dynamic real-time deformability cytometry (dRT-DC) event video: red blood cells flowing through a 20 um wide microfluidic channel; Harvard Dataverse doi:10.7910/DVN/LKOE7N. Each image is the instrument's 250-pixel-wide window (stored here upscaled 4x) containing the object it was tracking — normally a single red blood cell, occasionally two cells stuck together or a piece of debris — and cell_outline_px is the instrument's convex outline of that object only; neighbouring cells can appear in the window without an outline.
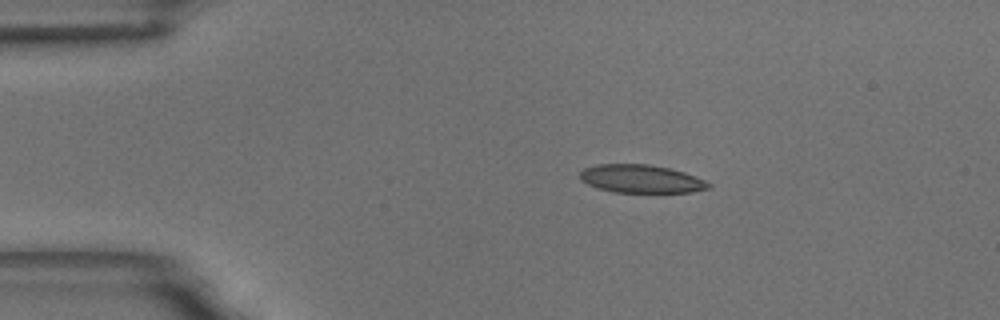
{"species": "common noctule bat (a hibernating species)", "species_latin": "Nyctalus noctula", "temperature_condition": "room temperature", "stored_images_in_passage": 42, "camera_frame_rate_fps": 3000, "um_per_image_px": 0.085, "animal": {"sex": "male", "body_mass_g": 18.8}, "frame": {"image": 1, "passage_image": 1, "time_ms": 0.0, "image_size_px": [1000, 320], "cell_outline_px": [[712, 188], [692, 192], [616, 192], [600, 188], [588, 184], [580, 180], [580, 172], [584, 168], [596, 164], [648, 164], [668, 168], [684, 172], [696, 176], [712, 184]], "centroid_in_image_um": [54.52, 15.2], "position_along_channel_um": 30.5, "area_um2": 21.04}}
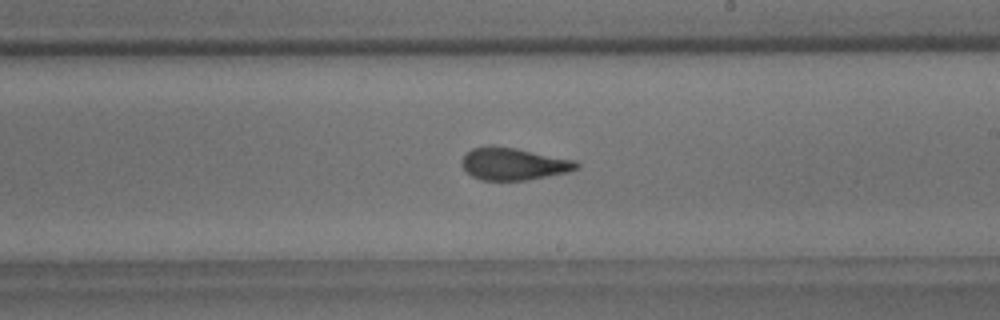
{"frame": {"image": 2, "passage_image": 24, "time_ms": 7.667, "image_size_px": [1000, 320], "cell_outline_px": [[580, 168], [568, 172], [528, 180], [480, 180], [472, 176], [460, 164], [460, 160], [472, 148], [492, 144], [516, 148], [576, 160], [580, 164]], "centroid_in_image_um": [43.66, 13.92], "position_along_channel_um": 245.3, "area_um2": 21.85}}
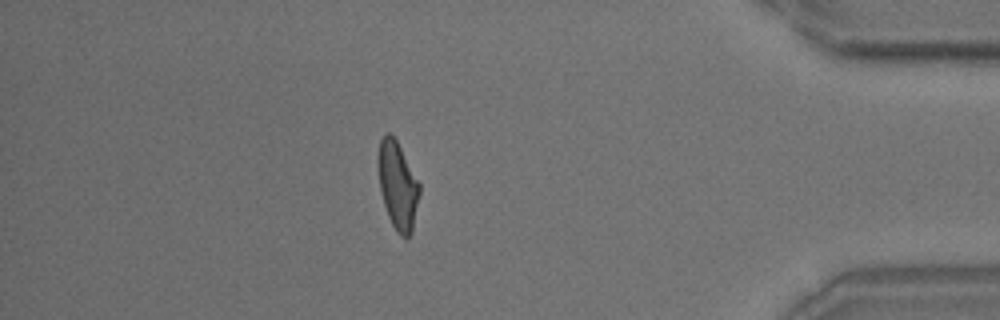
{"frame": {"image": 3, "passage_image": 41, "time_ms": 13.333, "image_size_px": [1000, 320], "cell_outline_px": [[420, 192], [412, 232], [408, 236], [400, 236], [396, 232], [388, 216], [380, 192], [376, 164], [376, 156], [380, 140], [384, 132], [388, 132], [396, 140], [420, 184]], "centroid_in_image_um": [33.76, 15.74], "position_along_channel_um": 401.4, "area_um2": 21.33}, "authors_computed_cell_mechanics": {"area_um2": 21.8195, "velocity_mm_per_s": 3.4608, "shape_relaxation_time_tau1_ms": 7.0932, "shape_relaxation_time_tau2_ms": 1.6227, "deformation_change_tau1": 0.1925, "deformation_change_tau2": 0.079}}